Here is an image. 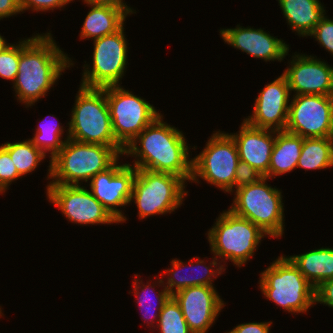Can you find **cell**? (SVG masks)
I'll use <instances>...</instances> for the list:
<instances>
[{
    "label": "cell",
    "instance_id": "1",
    "mask_svg": "<svg viewBox=\"0 0 333 333\" xmlns=\"http://www.w3.org/2000/svg\"><path fill=\"white\" fill-rule=\"evenodd\" d=\"M71 65V58L57 46L51 33L21 40L18 73L12 83L18 101L27 107L34 105Z\"/></svg>",
    "mask_w": 333,
    "mask_h": 333
},
{
    "label": "cell",
    "instance_id": "2",
    "mask_svg": "<svg viewBox=\"0 0 333 333\" xmlns=\"http://www.w3.org/2000/svg\"><path fill=\"white\" fill-rule=\"evenodd\" d=\"M186 142L182 131L165 123L160 114L126 146L123 155L135 157L131 166L136 169L170 173L190 182L192 158Z\"/></svg>",
    "mask_w": 333,
    "mask_h": 333
},
{
    "label": "cell",
    "instance_id": "3",
    "mask_svg": "<svg viewBox=\"0 0 333 333\" xmlns=\"http://www.w3.org/2000/svg\"><path fill=\"white\" fill-rule=\"evenodd\" d=\"M123 146H106L68 138L62 149L50 160L49 184L80 185L97 173L111 167L124 153Z\"/></svg>",
    "mask_w": 333,
    "mask_h": 333
},
{
    "label": "cell",
    "instance_id": "4",
    "mask_svg": "<svg viewBox=\"0 0 333 333\" xmlns=\"http://www.w3.org/2000/svg\"><path fill=\"white\" fill-rule=\"evenodd\" d=\"M259 288L288 313H306L315 304V287L289 257L281 255L260 273Z\"/></svg>",
    "mask_w": 333,
    "mask_h": 333
},
{
    "label": "cell",
    "instance_id": "5",
    "mask_svg": "<svg viewBox=\"0 0 333 333\" xmlns=\"http://www.w3.org/2000/svg\"><path fill=\"white\" fill-rule=\"evenodd\" d=\"M71 111L67 137L75 141L106 146H122L115 138L102 88L80 86Z\"/></svg>",
    "mask_w": 333,
    "mask_h": 333
},
{
    "label": "cell",
    "instance_id": "6",
    "mask_svg": "<svg viewBox=\"0 0 333 333\" xmlns=\"http://www.w3.org/2000/svg\"><path fill=\"white\" fill-rule=\"evenodd\" d=\"M262 177L258 182L233 190L234 200L229 210L250 220L268 236L279 238L284 231L282 192Z\"/></svg>",
    "mask_w": 333,
    "mask_h": 333
},
{
    "label": "cell",
    "instance_id": "7",
    "mask_svg": "<svg viewBox=\"0 0 333 333\" xmlns=\"http://www.w3.org/2000/svg\"><path fill=\"white\" fill-rule=\"evenodd\" d=\"M207 235L213 256L224 258L221 263L231 260L239 268L253 257L261 239L267 236L250 220L236 216L229 209L220 213Z\"/></svg>",
    "mask_w": 333,
    "mask_h": 333
},
{
    "label": "cell",
    "instance_id": "8",
    "mask_svg": "<svg viewBox=\"0 0 333 333\" xmlns=\"http://www.w3.org/2000/svg\"><path fill=\"white\" fill-rule=\"evenodd\" d=\"M185 181L174 174L136 169L130 203L138 208L139 219L151 215H165L181 206L185 191Z\"/></svg>",
    "mask_w": 333,
    "mask_h": 333
},
{
    "label": "cell",
    "instance_id": "9",
    "mask_svg": "<svg viewBox=\"0 0 333 333\" xmlns=\"http://www.w3.org/2000/svg\"><path fill=\"white\" fill-rule=\"evenodd\" d=\"M238 162V148L232 136L229 133L215 131L202 152L192 158L190 182L199 183L201 178L224 192L231 193L234 189Z\"/></svg>",
    "mask_w": 333,
    "mask_h": 333
},
{
    "label": "cell",
    "instance_id": "10",
    "mask_svg": "<svg viewBox=\"0 0 333 333\" xmlns=\"http://www.w3.org/2000/svg\"><path fill=\"white\" fill-rule=\"evenodd\" d=\"M102 89L106 93L114 136L124 148L161 114L145 99L120 85Z\"/></svg>",
    "mask_w": 333,
    "mask_h": 333
},
{
    "label": "cell",
    "instance_id": "11",
    "mask_svg": "<svg viewBox=\"0 0 333 333\" xmlns=\"http://www.w3.org/2000/svg\"><path fill=\"white\" fill-rule=\"evenodd\" d=\"M124 26L114 34L94 40L92 67L84 64L81 85L87 88H103L120 85L127 69L128 44ZM87 67V68H86ZM91 69H90V68Z\"/></svg>",
    "mask_w": 333,
    "mask_h": 333
},
{
    "label": "cell",
    "instance_id": "12",
    "mask_svg": "<svg viewBox=\"0 0 333 333\" xmlns=\"http://www.w3.org/2000/svg\"><path fill=\"white\" fill-rule=\"evenodd\" d=\"M285 130L302 138L333 136V96L293 95Z\"/></svg>",
    "mask_w": 333,
    "mask_h": 333
},
{
    "label": "cell",
    "instance_id": "13",
    "mask_svg": "<svg viewBox=\"0 0 333 333\" xmlns=\"http://www.w3.org/2000/svg\"><path fill=\"white\" fill-rule=\"evenodd\" d=\"M46 195L72 223L80 225L118 224L110 212L81 185L48 184Z\"/></svg>",
    "mask_w": 333,
    "mask_h": 333
},
{
    "label": "cell",
    "instance_id": "14",
    "mask_svg": "<svg viewBox=\"0 0 333 333\" xmlns=\"http://www.w3.org/2000/svg\"><path fill=\"white\" fill-rule=\"evenodd\" d=\"M135 175V167L129 163L121 165L117 160L90 179V192L119 223L125 222L127 218L117 207H125L130 203Z\"/></svg>",
    "mask_w": 333,
    "mask_h": 333
},
{
    "label": "cell",
    "instance_id": "15",
    "mask_svg": "<svg viewBox=\"0 0 333 333\" xmlns=\"http://www.w3.org/2000/svg\"><path fill=\"white\" fill-rule=\"evenodd\" d=\"M283 74L294 95L333 96V67L314 56L295 54Z\"/></svg>",
    "mask_w": 333,
    "mask_h": 333
},
{
    "label": "cell",
    "instance_id": "16",
    "mask_svg": "<svg viewBox=\"0 0 333 333\" xmlns=\"http://www.w3.org/2000/svg\"><path fill=\"white\" fill-rule=\"evenodd\" d=\"M172 296L179 303L192 333H208L225 306L214 286H192Z\"/></svg>",
    "mask_w": 333,
    "mask_h": 333
},
{
    "label": "cell",
    "instance_id": "17",
    "mask_svg": "<svg viewBox=\"0 0 333 333\" xmlns=\"http://www.w3.org/2000/svg\"><path fill=\"white\" fill-rule=\"evenodd\" d=\"M258 95L255 99L253 114L244 120L257 128L285 130L291 95L286 76L282 73L267 84Z\"/></svg>",
    "mask_w": 333,
    "mask_h": 333
},
{
    "label": "cell",
    "instance_id": "18",
    "mask_svg": "<svg viewBox=\"0 0 333 333\" xmlns=\"http://www.w3.org/2000/svg\"><path fill=\"white\" fill-rule=\"evenodd\" d=\"M225 43L246 54L267 61H282L289 52V45L284 40L271 36L263 29L243 27L220 29Z\"/></svg>",
    "mask_w": 333,
    "mask_h": 333
},
{
    "label": "cell",
    "instance_id": "19",
    "mask_svg": "<svg viewBox=\"0 0 333 333\" xmlns=\"http://www.w3.org/2000/svg\"><path fill=\"white\" fill-rule=\"evenodd\" d=\"M230 135L237 145L239 160L247 162L268 178L275 130L253 127L243 120L240 130Z\"/></svg>",
    "mask_w": 333,
    "mask_h": 333
},
{
    "label": "cell",
    "instance_id": "20",
    "mask_svg": "<svg viewBox=\"0 0 333 333\" xmlns=\"http://www.w3.org/2000/svg\"><path fill=\"white\" fill-rule=\"evenodd\" d=\"M204 261V259L200 260L199 257H194L188 261V264L186 263L185 265V263L181 260L172 259L171 268H168L167 270H164L165 272H163L165 275H169L167 280H165L167 282H163L165 284L164 287L168 290V293L172 296L176 292L192 286H213L212 282L214 279L225 271V265H221L220 261L217 260L216 257L213 258L212 262L210 261L209 266L205 265L206 263ZM188 265L189 267H187ZM211 267H215V269H212ZM183 269H185V271ZM186 269H189L188 272H190V270H197V273H194L196 276L191 277V275L188 276L186 274L185 276L184 273L182 274L181 272H186ZM200 270H202L201 273Z\"/></svg>",
    "mask_w": 333,
    "mask_h": 333
},
{
    "label": "cell",
    "instance_id": "21",
    "mask_svg": "<svg viewBox=\"0 0 333 333\" xmlns=\"http://www.w3.org/2000/svg\"><path fill=\"white\" fill-rule=\"evenodd\" d=\"M290 29L307 37L325 17V9L319 0H278Z\"/></svg>",
    "mask_w": 333,
    "mask_h": 333
},
{
    "label": "cell",
    "instance_id": "22",
    "mask_svg": "<svg viewBox=\"0 0 333 333\" xmlns=\"http://www.w3.org/2000/svg\"><path fill=\"white\" fill-rule=\"evenodd\" d=\"M303 138L286 130H275V143L270 157L268 179L290 173L297 168Z\"/></svg>",
    "mask_w": 333,
    "mask_h": 333
},
{
    "label": "cell",
    "instance_id": "23",
    "mask_svg": "<svg viewBox=\"0 0 333 333\" xmlns=\"http://www.w3.org/2000/svg\"><path fill=\"white\" fill-rule=\"evenodd\" d=\"M90 6L91 10L84 19L80 31V39L96 40L114 34L124 26V21L128 15L123 10L111 6Z\"/></svg>",
    "mask_w": 333,
    "mask_h": 333
},
{
    "label": "cell",
    "instance_id": "24",
    "mask_svg": "<svg viewBox=\"0 0 333 333\" xmlns=\"http://www.w3.org/2000/svg\"><path fill=\"white\" fill-rule=\"evenodd\" d=\"M288 257L315 288L321 282L333 278V248L322 247Z\"/></svg>",
    "mask_w": 333,
    "mask_h": 333
},
{
    "label": "cell",
    "instance_id": "25",
    "mask_svg": "<svg viewBox=\"0 0 333 333\" xmlns=\"http://www.w3.org/2000/svg\"><path fill=\"white\" fill-rule=\"evenodd\" d=\"M333 166L332 137L303 138L297 168L305 171Z\"/></svg>",
    "mask_w": 333,
    "mask_h": 333
},
{
    "label": "cell",
    "instance_id": "26",
    "mask_svg": "<svg viewBox=\"0 0 333 333\" xmlns=\"http://www.w3.org/2000/svg\"><path fill=\"white\" fill-rule=\"evenodd\" d=\"M164 280L161 278H158V282L157 285L159 284V286L163 287V290H159L158 292H156V298L152 299L150 298V292L154 291V286H157L156 284L153 286H150L151 284L149 282H147L146 285H144V283L142 282V280L140 279H135L134 283H133V288H134V294L135 296H137V304H139V308L144 311L145 313L142 314V318L144 317V321L148 322L147 324H149V326L151 325L153 327V329H155V327H157L156 325L154 326V322H158L159 319V315L160 312L163 308L164 303L170 298V294L168 293V290L164 287ZM140 284H142L140 286ZM141 289V290H139ZM140 291H142L143 295H141L142 293H140ZM152 296V295H151ZM152 299V301H151ZM153 300L157 301V304L155 302H153ZM153 302V304H151ZM155 305V306H154ZM157 311H156V310ZM156 311V312H155ZM156 321H155V320Z\"/></svg>",
    "mask_w": 333,
    "mask_h": 333
},
{
    "label": "cell",
    "instance_id": "27",
    "mask_svg": "<svg viewBox=\"0 0 333 333\" xmlns=\"http://www.w3.org/2000/svg\"><path fill=\"white\" fill-rule=\"evenodd\" d=\"M1 146L10 154L21 177L34 171L46 156L30 139L15 143L6 142Z\"/></svg>",
    "mask_w": 333,
    "mask_h": 333
},
{
    "label": "cell",
    "instance_id": "28",
    "mask_svg": "<svg viewBox=\"0 0 333 333\" xmlns=\"http://www.w3.org/2000/svg\"><path fill=\"white\" fill-rule=\"evenodd\" d=\"M63 128L60 123L54 124L53 121L44 123L43 121V123L36 128V133L30 140L45 155L47 151L50 152L51 155L49 157L51 160L62 149L66 141L61 140L63 138L62 134H64Z\"/></svg>",
    "mask_w": 333,
    "mask_h": 333
},
{
    "label": "cell",
    "instance_id": "29",
    "mask_svg": "<svg viewBox=\"0 0 333 333\" xmlns=\"http://www.w3.org/2000/svg\"><path fill=\"white\" fill-rule=\"evenodd\" d=\"M156 325L160 333H192L173 296L164 303Z\"/></svg>",
    "mask_w": 333,
    "mask_h": 333
},
{
    "label": "cell",
    "instance_id": "30",
    "mask_svg": "<svg viewBox=\"0 0 333 333\" xmlns=\"http://www.w3.org/2000/svg\"><path fill=\"white\" fill-rule=\"evenodd\" d=\"M20 58V41L15 44H9L0 52V77L10 80L14 83Z\"/></svg>",
    "mask_w": 333,
    "mask_h": 333
},
{
    "label": "cell",
    "instance_id": "31",
    "mask_svg": "<svg viewBox=\"0 0 333 333\" xmlns=\"http://www.w3.org/2000/svg\"><path fill=\"white\" fill-rule=\"evenodd\" d=\"M20 177L10 154L0 145V193H4Z\"/></svg>",
    "mask_w": 333,
    "mask_h": 333
},
{
    "label": "cell",
    "instance_id": "32",
    "mask_svg": "<svg viewBox=\"0 0 333 333\" xmlns=\"http://www.w3.org/2000/svg\"><path fill=\"white\" fill-rule=\"evenodd\" d=\"M309 36L314 37L320 46L333 55V19H328L325 16Z\"/></svg>",
    "mask_w": 333,
    "mask_h": 333
},
{
    "label": "cell",
    "instance_id": "33",
    "mask_svg": "<svg viewBox=\"0 0 333 333\" xmlns=\"http://www.w3.org/2000/svg\"><path fill=\"white\" fill-rule=\"evenodd\" d=\"M262 177L264 176L247 162L239 160L235 171L234 188L236 190L242 186L256 183Z\"/></svg>",
    "mask_w": 333,
    "mask_h": 333
},
{
    "label": "cell",
    "instance_id": "34",
    "mask_svg": "<svg viewBox=\"0 0 333 333\" xmlns=\"http://www.w3.org/2000/svg\"><path fill=\"white\" fill-rule=\"evenodd\" d=\"M73 0H20V8L22 13L31 9L32 11L47 12L56 8H61Z\"/></svg>",
    "mask_w": 333,
    "mask_h": 333
},
{
    "label": "cell",
    "instance_id": "35",
    "mask_svg": "<svg viewBox=\"0 0 333 333\" xmlns=\"http://www.w3.org/2000/svg\"><path fill=\"white\" fill-rule=\"evenodd\" d=\"M317 303L333 308V278L321 282L315 288V304Z\"/></svg>",
    "mask_w": 333,
    "mask_h": 333
},
{
    "label": "cell",
    "instance_id": "36",
    "mask_svg": "<svg viewBox=\"0 0 333 333\" xmlns=\"http://www.w3.org/2000/svg\"><path fill=\"white\" fill-rule=\"evenodd\" d=\"M272 322L242 323L226 333H269Z\"/></svg>",
    "mask_w": 333,
    "mask_h": 333
},
{
    "label": "cell",
    "instance_id": "37",
    "mask_svg": "<svg viewBox=\"0 0 333 333\" xmlns=\"http://www.w3.org/2000/svg\"><path fill=\"white\" fill-rule=\"evenodd\" d=\"M21 12L20 0H0V20Z\"/></svg>",
    "mask_w": 333,
    "mask_h": 333
},
{
    "label": "cell",
    "instance_id": "38",
    "mask_svg": "<svg viewBox=\"0 0 333 333\" xmlns=\"http://www.w3.org/2000/svg\"><path fill=\"white\" fill-rule=\"evenodd\" d=\"M84 3L89 5H101V6H111L120 10H123L127 15L136 13L131 7L127 6L123 0H84ZM135 11V12H134Z\"/></svg>",
    "mask_w": 333,
    "mask_h": 333
},
{
    "label": "cell",
    "instance_id": "39",
    "mask_svg": "<svg viewBox=\"0 0 333 333\" xmlns=\"http://www.w3.org/2000/svg\"><path fill=\"white\" fill-rule=\"evenodd\" d=\"M10 43H8L3 36L0 35V52L6 48Z\"/></svg>",
    "mask_w": 333,
    "mask_h": 333
},
{
    "label": "cell",
    "instance_id": "40",
    "mask_svg": "<svg viewBox=\"0 0 333 333\" xmlns=\"http://www.w3.org/2000/svg\"><path fill=\"white\" fill-rule=\"evenodd\" d=\"M2 315H4V314L2 313V310H1V307H0V316H2Z\"/></svg>",
    "mask_w": 333,
    "mask_h": 333
}]
</instances>
